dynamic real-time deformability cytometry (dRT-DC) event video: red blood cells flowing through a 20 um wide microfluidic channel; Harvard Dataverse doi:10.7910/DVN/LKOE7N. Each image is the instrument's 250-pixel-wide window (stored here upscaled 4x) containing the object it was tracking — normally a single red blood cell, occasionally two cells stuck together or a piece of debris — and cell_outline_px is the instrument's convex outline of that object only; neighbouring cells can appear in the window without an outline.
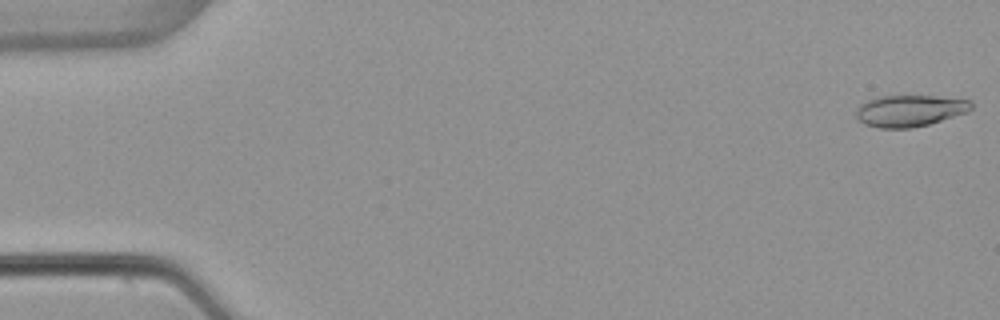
{"species": "common noctule bat (a hibernating species)", "species_latin": "Nyctalus noctula", "temperature_condition": "warm", "stored_images_in_passage": 53, "camera_frame_rate_fps": 3000, "um_per_image_px": 0.085, "animal": {"sex": "female", "body_mass_g": 22.7, "forearm_length_mm": 54.2}, "frame": {"image": 1, "passage_image": 1, "time_ms": 0.0, "image_size_px": [1000, 320], "cell_outline_px": [[972, 108], [968, 112], [928, 124], [912, 128], [880, 128], [864, 124], [856, 120], [856, 108], [860, 104], [876, 96], [936, 96], [972, 100]], "centroid_in_image_um": [77.3, 9.41], "position_along_channel_um": 7.7, "area_um2": 21.33}}
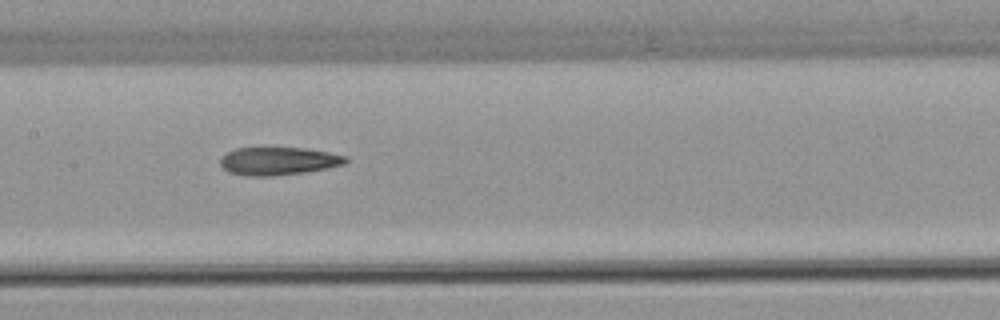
{"frame": {"image": 2, "passage_image": 26, "time_ms": 8.333, "image_size_px": [1000, 320], "cell_outline_px": [[348, 160], [344, 164], [328, 168], [304, 172], [272, 176], [248, 176], [228, 172], [220, 164], [220, 156], [236, 148], [304, 148], [328, 152], [348, 156]], "centroid_in_image_um": [23.66, 13.69], "position_along_channel_um": 183.7, "area_um2": 20.4}}
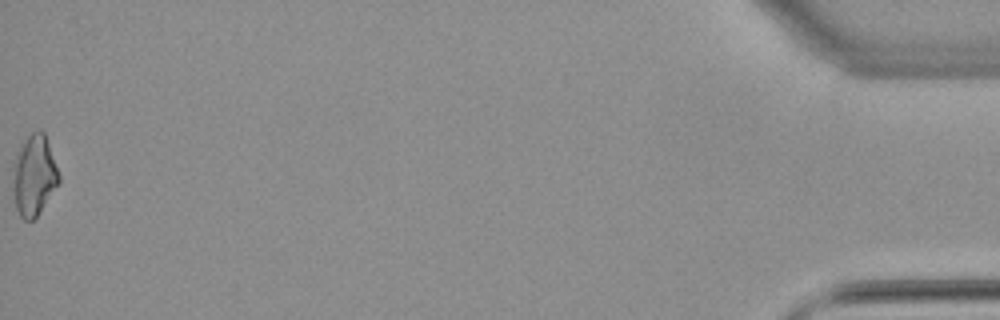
{"frame": {"image": 3, "passage_image": 53, "time_ms": 17.333, "image_size_px": [1000, 320], "cell_outline_px": [[60, 180], [36, 216], [32, 220], [24, 220], [20, 216], [16, 208], [12, 192], [12, 164], [16, 152], [20, 144], [32, 132], [40, 128], [44, 132], [60, 176]], "centroid_in_image_um": [2.84, 14.87], "position_along_channel_um": 432.4, "area_um2": 21.68}, "authors_computed_cell_mechanics": {"area_um2": 20.9236, "velocity_mm_per_s": 3.896, "shape_relaxation_time_tau1_ms": 9.9331, "shape_relaxation_time_tau2_ms": 4.4013, "deformation_change_tau1": 0.26, "deformation_change_tau2": 0.1585}}